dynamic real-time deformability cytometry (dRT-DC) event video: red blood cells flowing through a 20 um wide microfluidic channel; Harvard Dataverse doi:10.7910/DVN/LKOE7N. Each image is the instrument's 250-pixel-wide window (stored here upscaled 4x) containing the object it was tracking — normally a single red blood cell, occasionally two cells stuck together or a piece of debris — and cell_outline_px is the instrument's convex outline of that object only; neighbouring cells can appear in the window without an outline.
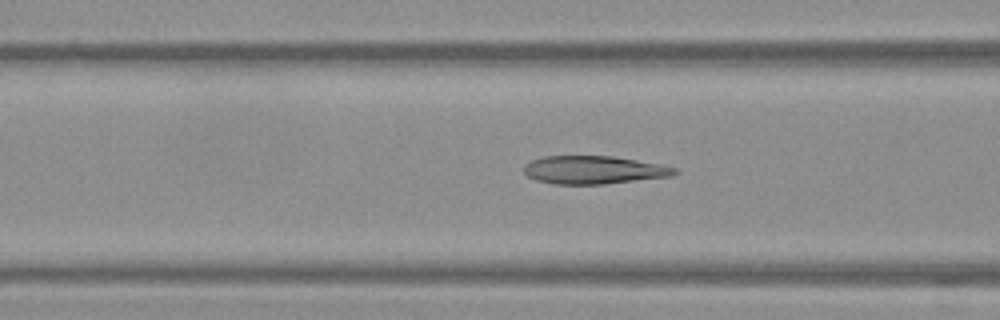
{"species": "Egyptian fruit bat (a non-hibernating species)", "species_latin": "Rousettus aegyptiacus", "temperature_condition": "warm", "stored_images_in_passage": 53, "camera_frame_rate_fps": 3000, "um_per_image_px": 0.085, "frame": {"image": 1, "passage_image": 21, "time_ms": 6.667, "image_size_px": [1000, 320], "cell_outline_px": [[680, 172], [672, 176], [604, 184], [552, 184], [536, 180], [528, 176], [524, 172], [524, 164], [532, 160], [544, 156], [612, 156], [660, 164], [676, 168]], "centroid_in_image_um": [50.47, 14.44], "position_along_channel_um": 116.1, "area_um2": 24.68}}
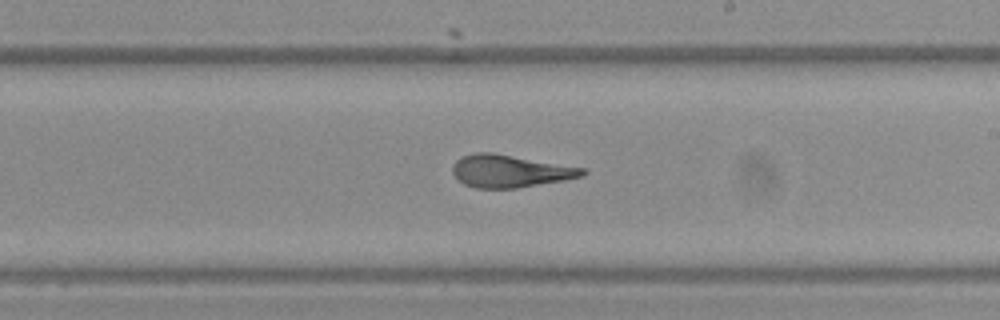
{"frame": {"image": 2, "passage_image": 31, "time_ms": 10.0, "image_size_px": [1000, 320], "cell_outline_px": [[588, 172], [584, 176], [564, 180], [516, 188], [476, 188], [464, 184], [452, 172], [452, 164], [460, 156], [476, 152], [492, 152], [588, 168]], "centroid_in_image_um": [43.39, 14.53], "position_along_channel_um": 245.6, "area_um2": 24.85}}
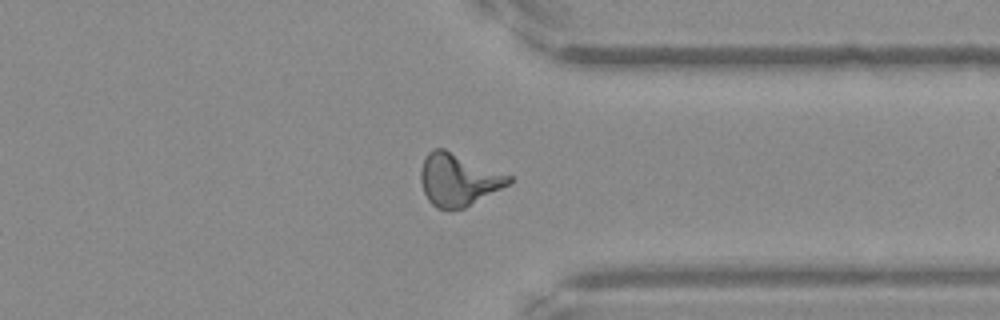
{"frame": {"image": 3, "passage_image": 41, "time_ms": 13.333, "image_size_px": [1000, 320], "cell_outline_px": [[512, 180], [508, 184], [464, 208], [436, 208], [428, 200], [424, 192], [420, 180], [420, 168], [428, 152], [432, 148], [444, 148], [512, 176]], "centroid_in_image_um": [38.92, 15.25], "position_along_channel_um": 372.5, "area_um2": 26.47}, "authors_computed_cell_mechanics": {"area_um2": 25.6054, "velocity_mm_per_s": 3.8778, "shape_relaxation_time_tau1_ms": 8.8804, "shape_relaxation_time_tau2_ms": 1.5722, "deformation_change_tau1": 0.2761, "deformation_change_tau2": 0.1002}}